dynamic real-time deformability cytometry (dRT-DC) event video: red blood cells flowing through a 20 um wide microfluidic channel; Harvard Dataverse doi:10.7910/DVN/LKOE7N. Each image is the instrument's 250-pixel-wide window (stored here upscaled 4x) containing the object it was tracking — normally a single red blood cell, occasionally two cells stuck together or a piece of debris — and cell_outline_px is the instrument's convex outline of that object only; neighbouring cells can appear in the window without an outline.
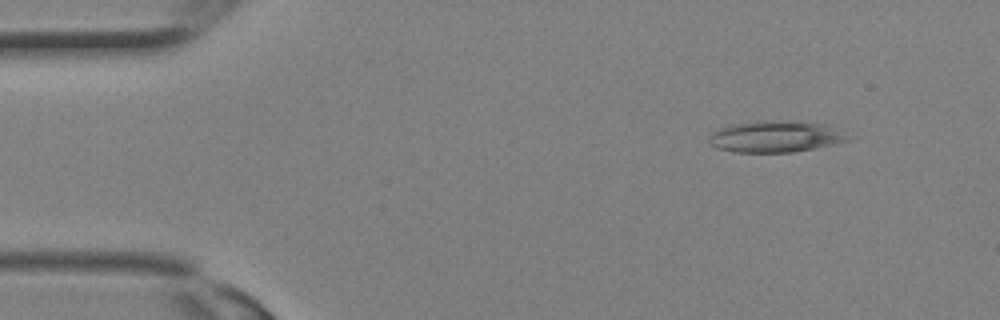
{"species": "Egyptian fruit bat (a non-hibernating species)", "species_latin": "Rousettus aegyptiacus", "temperature_condition": "room temperature", "stored_images_in_passage": 16, "camera_frame_rate_fps": 3000, "um_per_image_px": 0.085, "animal": {"sex": "female"}, "frame": {"image": 1, "passage_image": 1, "time_ms": 0.0, "image_size_px": [1000, 320], "cell_outline_px": [[852, 140], [816, 148], [792, 152], [736, 152], [716, 148], [708, 140], [712, 132], [720, 128], [732, 124], [756, 120], [788, 120], [816, 124], [828, 128]], "centroid_in_image_um": [65.78, 11.62], "position_along_channel_um": 19.2, "area_um2": 24.85}}
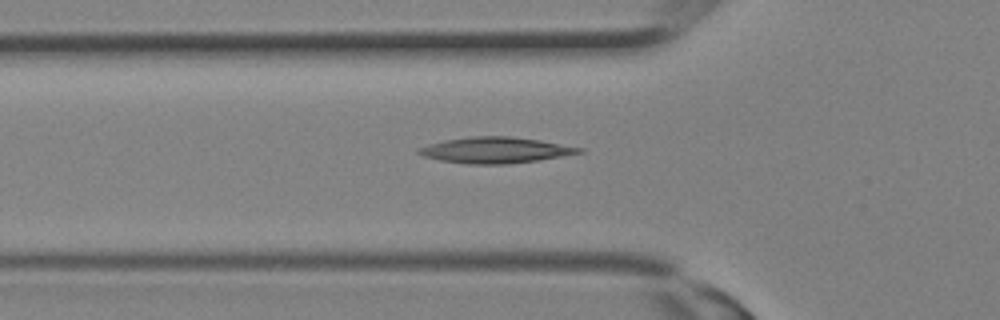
{"frame": {"image": 2, "passage_image": 8, "time_ms": 2.333, "image_size_px": [1000, 320], "cell_outline_px": [[584, 152], [540, 160], [508, 164], [468, 164], [440, 160], [424, 156], [416, 152], [420, 148], [432, 144], [448, 140], [472, 136], [508, 136], [540, 140], [584, 148]], "centroid_in_image_um": [42.18, 12.77], "position_along_channel_um": 83.6, "area_um2": 23.99}}
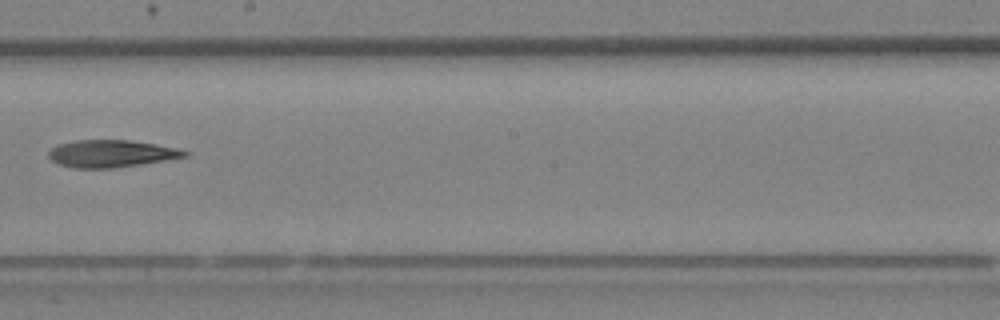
{"frame": {"image": 3, "passage_image": 15, "time_ms": 4.667, "image_size_px": [1000, 320], "cell_outline_px": [[192, 152], [188, 156], [140, 164], [112, 168], [72, 168], [60, 164], [52, 160], [48, 156], [48, 152], [52, 148], [60, 144], [76, 140], [132, 140], [156, 144], [176, 148]], "centroid_in_image_um": [9.47, 13.05], "position_along_channel_um": 238.7, "area_um2": 21.5}}